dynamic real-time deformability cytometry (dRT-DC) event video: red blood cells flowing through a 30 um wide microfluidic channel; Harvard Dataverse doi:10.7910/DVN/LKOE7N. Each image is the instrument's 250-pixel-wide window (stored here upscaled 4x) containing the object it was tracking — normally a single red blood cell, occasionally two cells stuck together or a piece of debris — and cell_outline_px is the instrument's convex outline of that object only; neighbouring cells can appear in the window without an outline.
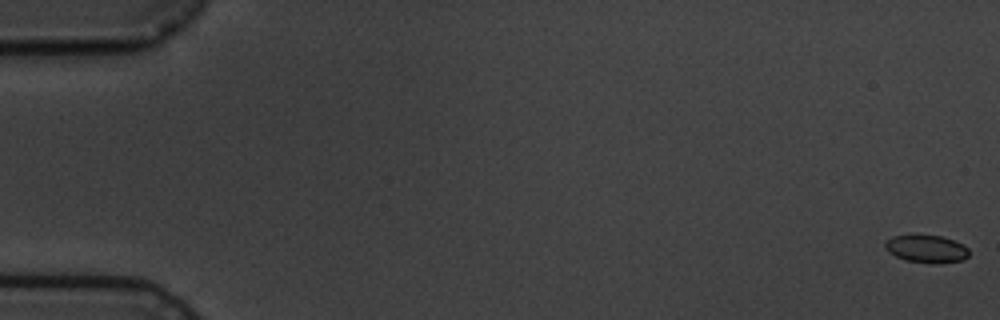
{"species": "common noctule bat (a hibernating species)", "species_latin": "Nyctalus noctula", "temperature_condition": "cold", "stored_images_in_passage": 6, "camera_frame_rate_fps": 3000, "um_per_image_px": 0.085, "animal": {"sex": "male", "body_mass_g": 19.5, "forearm_length_mm": 54.6}, "frame": {"image": 1, "passage_image": 1, "time_ms": 0.0, "image_size_px": [1000, 320], "cell_outline_px": [[968, 256], [964, 260], [940, 264], [932, 264], [904, 260], [888, 252], [884, 248], [884, 244], [892, 236], [940, 236], [964, 244], [968, 248]], "centroid_in_image_um": [78.77, 21.19], "position_along_channel_um": 6.2, "area_um2": 13.53}}
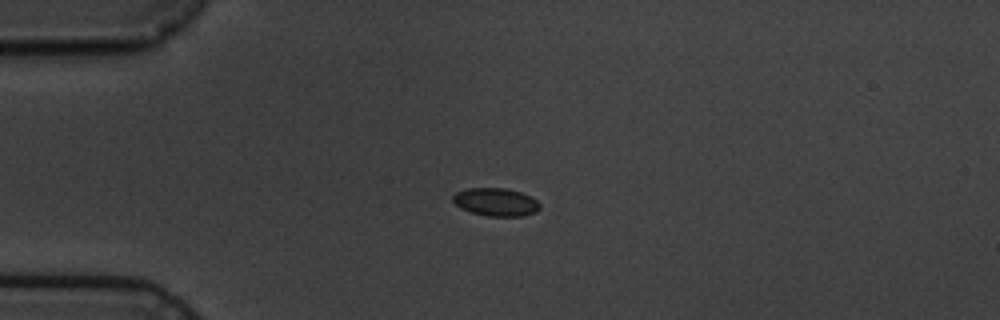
{"frame": {"image": 2, "passage_image": 5, "time_ms": 4.667, "image_size_px": [1000, 320], "cell_outline_px": [[540, 208], [536, 212], [524, 216], [488, 216], [472, 212], [460, 208], [452, 200], [452, 196], [456, 192], [468, 188], [504, 188], [520, 192], [532, 196], [540, 204]], "centroid_in_image_um": [42.16, 17.17], "position_along_channel_um": 42.8, "area_um2": 14.22}}